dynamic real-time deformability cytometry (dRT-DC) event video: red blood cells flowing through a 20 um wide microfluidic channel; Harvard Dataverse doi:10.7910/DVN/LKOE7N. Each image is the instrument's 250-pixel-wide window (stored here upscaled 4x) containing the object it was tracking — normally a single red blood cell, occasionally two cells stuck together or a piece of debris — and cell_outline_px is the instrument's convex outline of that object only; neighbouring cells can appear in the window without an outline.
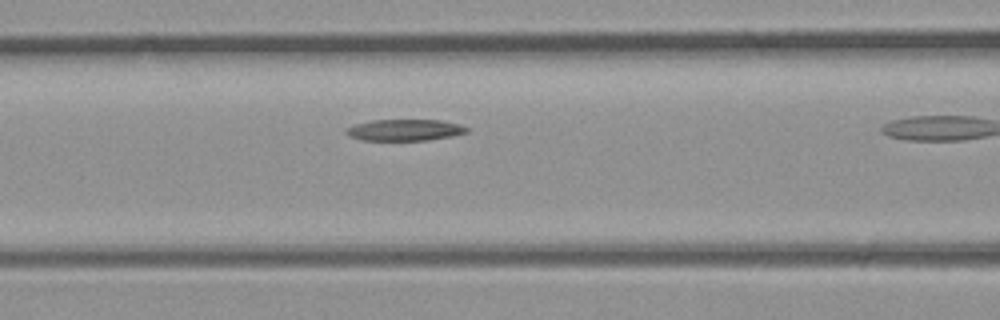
{"species": "common noctule bat (a hibernating species)", "species_latin": "Nyctalus noctula", "temperature_condition": "room temperature", "stored_images_in_passage": 7, "camera_frame_rate_fps": 3000, "um_per_image_px": 0.085, "animal": {"sex": "male", "body_mass_g": 23.1, "forearm_length_mm": 52.7}, "frame": {"image": 1, "passage_image": 4, "time_ms": 1.0, "image_size_px": [1000, 320], "cell_outline_px": [[468, 132], [452, 136], [428, 140], [364, 140], [348, 136], [344, 132], [344, 128], [356, 124], [372, 120], [440, 120], [460, 124], [468, 128]], "centroid_in_image_um": [34.38, 11.05], "position_along_channel_um": 132.2, "area_um2": 15.09}}
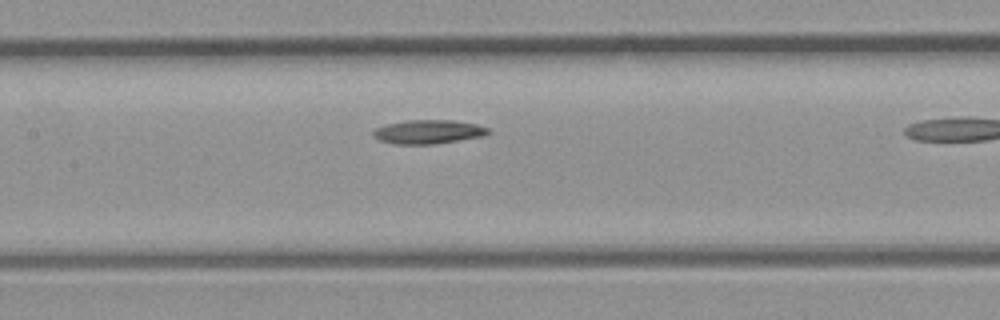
{"frame": {"image": 2, "passage_image": 6, "time_ms": 1.667, "image_size_px": [1000, 320], "cell_outline_px": [[492, 132], [484, 136], [436, 144], [392, 144], [380, 140], [372, 136], [372, 132], [376, 128], [388, 124], [408, 120], [448, 120], [476, 124], [488, 128]], "centroid_in_image_um": [36.41, 11.21], "position_along_channel_um": 171.0, "area_um2": 16.01}}